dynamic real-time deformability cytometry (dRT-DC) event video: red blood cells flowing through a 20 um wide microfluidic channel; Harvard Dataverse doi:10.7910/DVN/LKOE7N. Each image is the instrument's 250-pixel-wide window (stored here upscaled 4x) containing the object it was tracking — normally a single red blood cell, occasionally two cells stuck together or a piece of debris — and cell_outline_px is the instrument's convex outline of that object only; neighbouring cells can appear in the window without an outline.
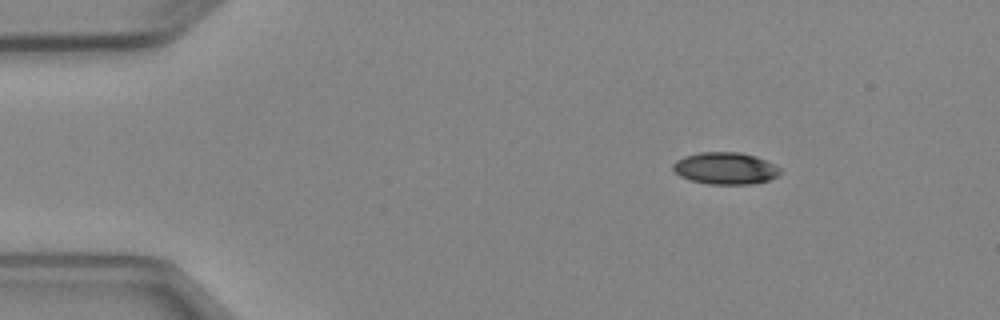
{"species": "Egyptian fruit bat (a non-hibernating species)", "species_latin": "Rousettus aegyptiacus", "temperature_condition": "cold", "stored_images_in_passage": 4, "camera_frame_rate_fps": 3000, "um_per_image_px": 0.085, "animal": {"sex": "female"}, "frame": {"image": 1, "passage_image": 2, "time_ms": 1.333, "image_size_px": [1000, 320], "cell_outline_px": [[780, 172], [776, 176], [768, 180], [752, 184], [708, 184], [692, 180], [680, 176], [672, 168], [672, 164], [676, 160], [684, 156], [700, 152], [740, 152], [756, 156], [776, 164], [780, 168]], "centroid_in_image_um": [61.66, 14.3], "position_along_channel_um": 23.3, "area_um2": 20.0}}